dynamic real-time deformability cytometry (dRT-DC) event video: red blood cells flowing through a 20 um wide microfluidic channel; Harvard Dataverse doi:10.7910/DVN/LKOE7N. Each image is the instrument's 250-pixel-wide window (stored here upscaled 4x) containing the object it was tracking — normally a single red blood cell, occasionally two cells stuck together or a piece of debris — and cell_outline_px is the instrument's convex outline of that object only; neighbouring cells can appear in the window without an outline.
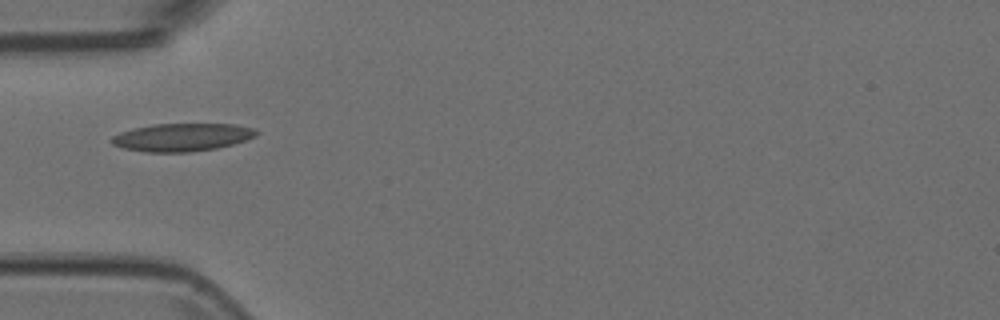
{"species": "Egyptian fruit bat (a non-hibernating species)", "species_latin": "Rousettus aegyptiacus", "temperature_condition": "room temperature", "stored_images_in_passage": 36, "camera_frame_rate_fps": 3000, "um_per_image_px": 0.085, "animal": {"sex": "female"}, "frame": {"image": 1, "passage_image": 1, "time_ms": 0.0, "image_size_px": [1000, 320], "cell_outline_px": [[260, 132], [256, 136], [232, 144], [216, 148], [188, 152], [148, 152], [124, 148], [112, 144], [108, 140], [112, 136], [120, 132], [132, 128], [152, 124], [236, 124], [256, 128]], "centroid_in_image_um": [15.47, 11.65], "position_along_channel_um": 69.5, "area_um2": 23.64}}
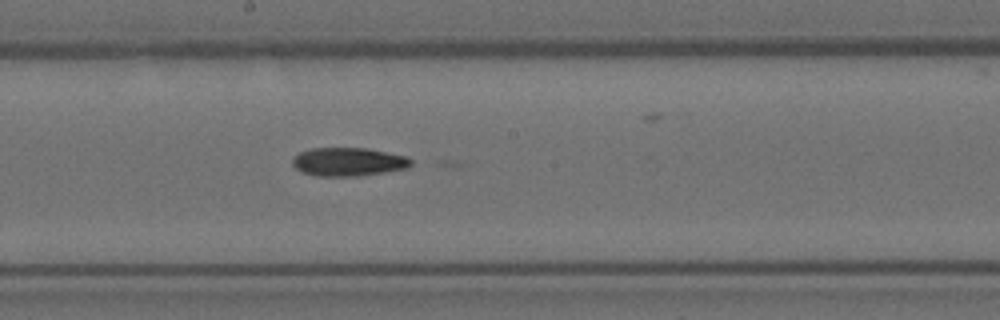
{"frame": {"image": 2, "passage_image": 11, "time_ms": 3.333, "image_size_px": [1000, 320], "cell_outline_px": [[412, 164], [408, 168], [384, 172], [356, 176], [316, 176], [304, 172], [296, 168], [292, 164], [292, 160], [300, 152], [312, 148], [364, 148], [404, 156], [412, 160]], "centroid_in_image_um": [29.6, 13.76], "position_along_channel_um": 218.6, "area_um2": 19.36}}
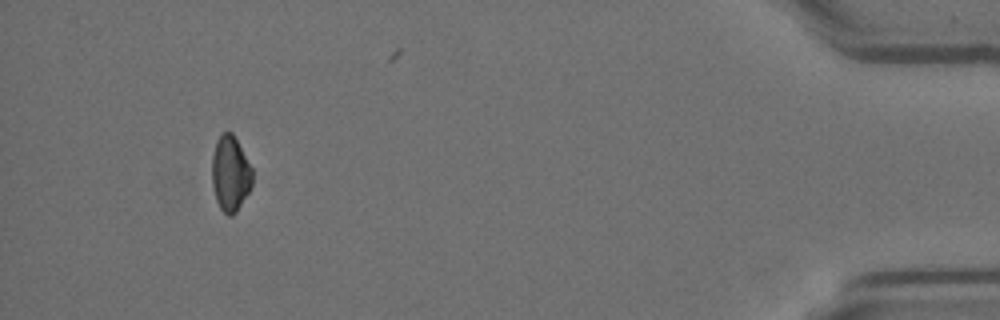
{"frame": {"image": 3, "passage_image": 32, "time_ms": 10.333, "image_size_px": [1000, 320], "cell_outline_px": [[252, 184], [248, 192], [236, 212], [232, 216], [228, 216], [220, 208], [216, 200], [212, 184], [212, 156], [216, 140], [220, 132], [232, 132], [252, 168]], "centroid_in_image_um": [19.56, 14.74], "position_along_channel_um": 415.6, "area_um2": 17.74}}